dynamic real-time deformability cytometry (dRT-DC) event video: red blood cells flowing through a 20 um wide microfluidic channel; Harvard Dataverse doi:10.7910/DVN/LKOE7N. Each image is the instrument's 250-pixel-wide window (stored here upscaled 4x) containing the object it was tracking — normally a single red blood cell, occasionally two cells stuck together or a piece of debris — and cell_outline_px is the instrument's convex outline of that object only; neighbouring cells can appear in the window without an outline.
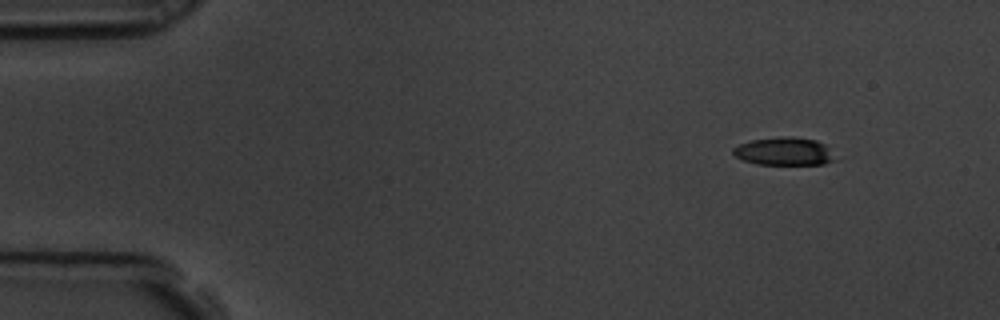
{"species": "common noctule bat (a hibernating species)", "species_latin": "Nyctalus noctula", "temperature_condition": "room temperature", "stored_images_in_passage": 4, "camera_frame_rate_fps": 3000, "um_per_image_px": 0.085, "animal": {"sex": "male", "body_mass_g": 19.5, "forearm_length_mm": 54.6}, "frame": {"image": 1, "passage_image": 1, "time_ms": 0.0, "image_size_px": [1000, 320], "cell_outline_px": [[836, 160], [824, 164], [756, 164], [744, 160], [736, 156], [732, 152], [732, 148], [740, 144], [752, 140], [780, 136], [784, 136], [816, 140], [824, 144]], "centroid_in_image_um": [66.63, 12.87], "position_along_channel_um": 18.4, "area_um2": 16.36}}
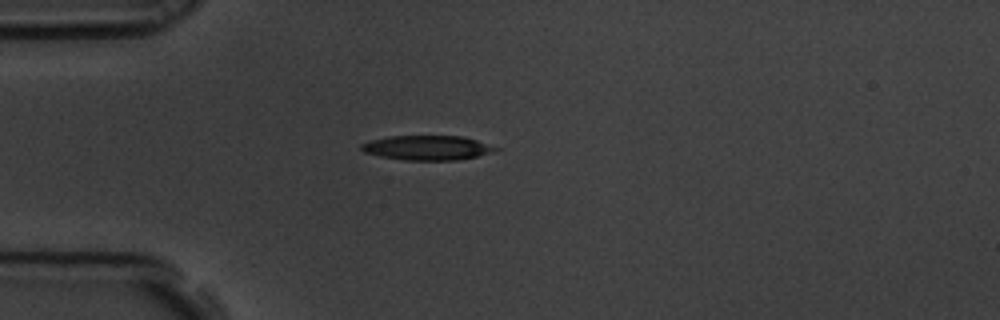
{"frame": {"image": 2, "passage_image": 4, "time_ms": 1.0, "image_size_px": [1000, 320], "cell_outline_px": [[500, 148], [492, 152], [476, 156], [456, 160], [404, 160], [380, 156], [364, 152], [360, 148], [360, 144], [372, 140], [388, 136], [464, 136]], "centroid_in_image_um": [36.29, 12.56], "position_along_channel_um": 48.7, "area_um2": 19.07}}